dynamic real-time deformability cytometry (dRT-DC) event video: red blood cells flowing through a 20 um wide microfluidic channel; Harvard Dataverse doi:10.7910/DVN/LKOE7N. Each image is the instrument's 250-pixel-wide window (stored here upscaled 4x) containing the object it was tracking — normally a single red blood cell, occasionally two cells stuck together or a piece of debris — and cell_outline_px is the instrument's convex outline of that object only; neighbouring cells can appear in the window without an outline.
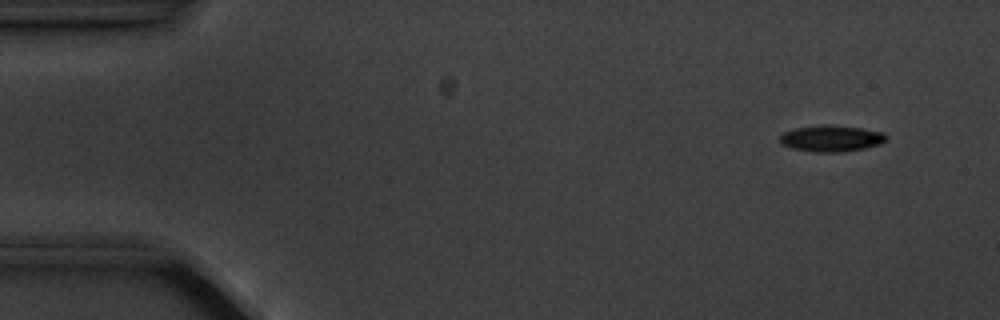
{"species": "common noctule bat (a hibernating species)", "species_latin": "Nyctalus noctula", "temperature_condition": "cold", "stored_images_in_passage": 5, "camera_frame_rate_fps": 3000, "um_per_image_px": 0.085, "animal": {"sex": "male", "body_mass_g": 20.1, "forearm_length_mm": 53.5}, "frame": {"image": 1, "passage_image": 2, "time_ms": 1.333, "image_size_px": [1000, 320], "cell_outline_px": [[884, 140], [880, 144], [864, 148], [844, 152], [816, 152], [792, 148], [780, 144], [780, 136], [784, 132], [796, 128], [824, 124], [828, 124], [864, 128], [884, 132]], "centroid_in_image_um": [70.64, 11.76], "position_along_channel_um": 14.4, "area_um2": 16.3}}